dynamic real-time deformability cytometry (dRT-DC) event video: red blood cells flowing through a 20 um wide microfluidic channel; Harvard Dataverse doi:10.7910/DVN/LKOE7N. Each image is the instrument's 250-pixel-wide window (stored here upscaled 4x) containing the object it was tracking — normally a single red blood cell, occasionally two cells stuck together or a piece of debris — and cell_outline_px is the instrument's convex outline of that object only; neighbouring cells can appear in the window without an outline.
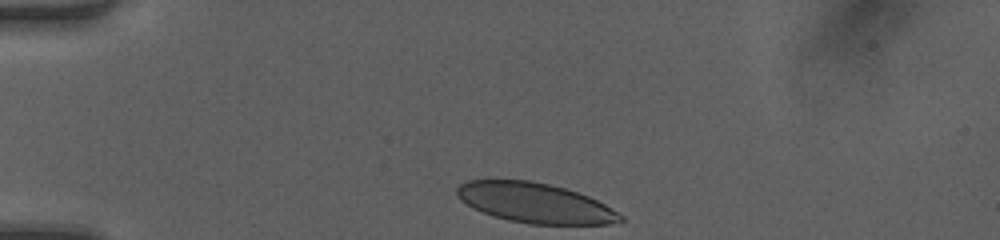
{"species": "human", "species_latin": "Homo sapiens", "temperature_condition": "room temperature", "stored_images_in_passage": 32, "camera_frame_rate_fps": 3000, "um_per_image_px": 0.085, "donor": {"sex": "female"}, "frame": {"image": 1, "passage_image": 1, "time_ms": 0.0, "image_size_px": [1000, 240], "cell_outline_px": [[624, 220], [608, 224], [528, 224], [508, 220], [492, 216], [472, 208], [460, 200], [456, 196], [456, 188], [460, 184], [468, 180], [528, 180], [548, 184], [564, 188], [588, 196], [604, 204], [624, 216]], "centroid_in_image_um": [45.43, 17.25], "position_along_channel_um": 39.6, "area_um2": 37.97}}
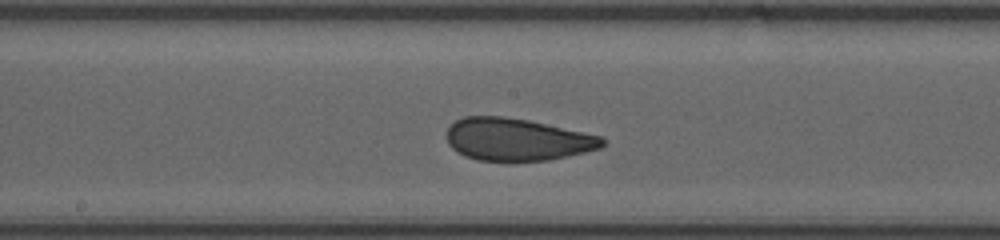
{"frame": {"image": 2, "passage_image": 16, "time_ms": 5.0, "image_size_px": [1000, 240], "cell_outline_px": [[608, 144], [600, 148], [584, 152], [548, 160], [476, 160], [464, 156], [456, 152], [448, 144], [444, 136], [448, 128], [456, 120], [464, 116], [500, 116], [528, 120], [600, 136]], "centroid_in_image_um": [43.89, 11.85], "position_along_channel_um": 204.3, "area_um2": 38.26}}
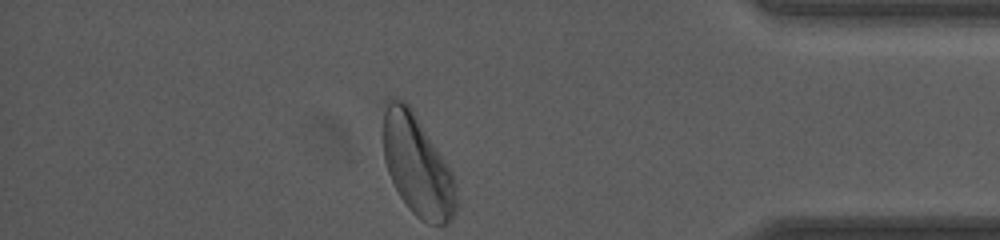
{"frame": {"image": 3, "passage_image": 32, "time_ms": 10.333, "image_size_px": [1000, 240], "cell_outline_px": [[456, 212], [448, 224], [428, 224], [420, 220], [412, 212], [400, 196], [388, 172], [384, 160], [384, 100], [392, 96], [404, 100], [412, 108], [452, 172], [456, 188]], "centroid_in_image_um": [35.46, 14.05], "position_along_channel_um": 399.7, "area_um2": 42.89}, "authors_computed_cell_mechanics": {"area_um2": 39.015, "velocity_mm_per_s": 4.1972, "shape_relaxation_time_tau1_ms": 5.4442, "shape_relaxation_time_tau2_ms": 0.8961, "deformation_change_tau1": 0.1566, "deformation_change_tau2": 0.0578}}